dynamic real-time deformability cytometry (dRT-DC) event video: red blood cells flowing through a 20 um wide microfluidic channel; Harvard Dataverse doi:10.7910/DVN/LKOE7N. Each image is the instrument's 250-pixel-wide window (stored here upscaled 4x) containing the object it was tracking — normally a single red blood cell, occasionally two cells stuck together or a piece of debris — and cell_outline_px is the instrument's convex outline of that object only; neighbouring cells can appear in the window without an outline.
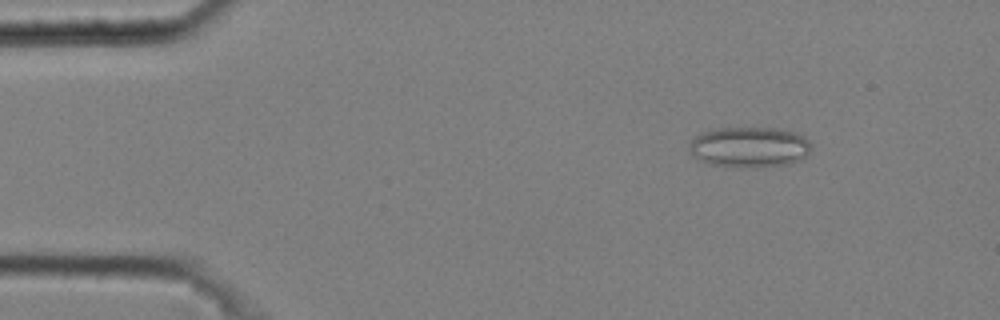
{"species": "common noctule bat (a hibernating species)", "species_latin": "Nyctalus noctula", "temperature_condition": "cold", "stored_images_in_passage": 7, "camera_frame_rate_fps": 3000, "um_per_image_px": 0.085, "animal": {"sex": "male", "body_mass_g": 20.4}, "frame": {"image": 1, "passage_image": 2, "time_ms": 0.333, "image_size_px": [1000, 320], "cell_outline_px": [[812, 148], [808, 156], [800, 160], [788, 164], [712, 164], [688, 152], [688, 144], [700, 132], [716, 128], [772, 128], [792, 132], [808, 140]], "centroid_in_image_um": [63.7, 12.44], "position_along_channel_um": 21.3, "area_um2": 27.57}}
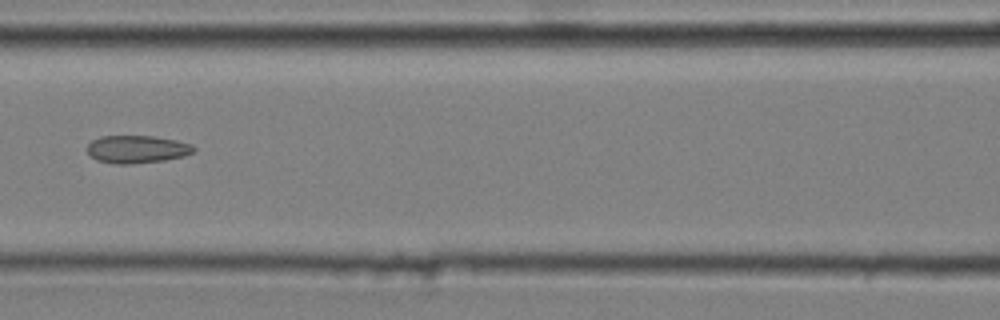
{"frame": {"image": 2, "passage_image": 7, "time_ms": 2.0, "image_size_px": [1000, 320], "cell_outline_px": [[196, 148], [192, 152], [184, 156], [164, 160], [132, 164], [116, 164], [96, 160], [88, 152], [88, 144], [92, 140], [100, 136], [152, 136], [176, 140], [192, 144]], "centroid_in_image_um": [11.64, 12.68], "position_along_channel_um": 155.0, "area_um2": 17.17}}